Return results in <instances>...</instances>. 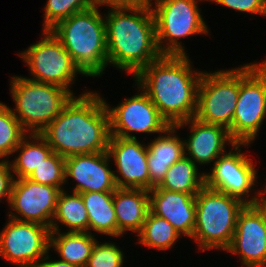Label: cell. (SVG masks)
Returning a JSON list of instances; mask_svg holds the SVG:
<instances>
[{
    "label": "cell",
    "mask_w": 266,
    "mask_h": 267,
    "mask_svg": "<svg viewBox=\"0 0 266 267\" xmlns=\"http://www.w3.org/2000/svg\"><path fill=\"white\" fill-rule=\"evenodd\" d=\"M19 151L18 157L12 161L13 163L10 162L11 169L17 177L16 179L28 178L35 168L53 153L46 140L37 133L26 134L15 148L14 153Z\"/></svg>",
    "instance_id": "24"
},
{
    "label": "cell",
    "mask_w": 266,
    "mask_h": 267,
    "mask_svg": "<svg viewBox=\"0 0 266 267\" xmlns=\"http://www.w3.org/2000/svg\"><path fill=\"white\" fill-rule=\"evenodd\" d=\"M124 255L114 243H95L86 267H122Z\"/></svg>",
    "instance_id": "31"
},
{
    "label": "cell",
    "mask_w": 266,
    "mask_h": 267,
    "mask_svg": "<svg viewBox=\"0 0 266 267\" xmlns=\"http://www.w3.org/2000/svg\"><path fill=\"white\" fill-rule=\"evenodd\" d=\"M109 159L107 151L65 158V181L69 177L77 181L75 193L114 192L117 186Z\"/></svg>",
    "instance_id": "17"
},
{
    "label": "cell",
    "mask_w": 266,
    "mask_h": 267,
    "mask_svg": "<svg viewBox=\"0 0 266 267\" xmlns=\"http://www.w3.org/2000/svg\"><path fill=\"white\" fill-rule=\"evenodd\" d=\"M259 191V195L257 193V198L255 199L254 203L252 204L262 215L265 226H266V196Z\"/></svg>",
    "instance_id": "34"
},
{
    "label": "cell",
    "mask_w": 266,
    "mask_h": 267,
    "mask_svg": "<svg viewBox=\"0 0 266 267\" xmlns=\"http://www.w3.org/2000/svg\"><path fill=\"white\" fill-rule=\"evenodd\" d=\"M139 235L140 244L158 250L171 248L181 236L164 218L149 211Z\"/></svg>",
    "instance_id": "27"
},
{
    "label": "cell",
    "mask_w": 266,
    "mask_h": 267,
    "mask_svg": "<svg viewBox=\"0 0 266 267\" xmlns=\"http://www.w3.org/2000/svg\"><path fill=\"white\" fill-rule=\"evenodd\" d=\"M196 225L192 238L200 249H225L235 232L239 212L246 205L226 193L204 186L196 194Z\"/></svg>",
    "instance_id": "5"
},
{
    "label": "cell",
    "mask_w": 266,
    "mask_h": 267,
    "mask_svg": "<svg viewBox=\"0 0 266 267\" xmlns=\"http://www.w3.org/2000/svg\"><path fill=\"white\" fill-rule=\"evenodd\" d=\"M50 228L9 217L0 232V256L17 267H36L50 250Z\"/></svg>",
    "instance_id": "11"
},
{
    "label": "cell",
    "mask_w": 266,
    "mask_h": 267,
    "mask_svg": "<svg viewBox=\"0 0 266 267\" xmlns=\"http://www.w3.org/2000/svg\"><path fill=\"white\" fill-rule=\"evenodd\" d=\"M150 211L167 220L178 232L192 239L196 225V195L159 188L148 190Z\"/></svg>",
    "instance_id": "18"
},
{
    "label": "cell",
    "mask_w": 266,
    "mask_h": 267,
    "mask_svg": "<svg viewBox=\"0 0 266 267\" xmlns=\"http://www.w3.org/2000/svg\"><path fill=\"white\" fill-rule=\"evenodd\" d=\"M262 193L266 194V186H265V189L262 191Z\"/></svg>",
    "instance_id": "37"
},
{
    "label": "cell",
    "mask_w": 266,
    "mask_h": 267,
    "mask_svg": "<svg viewBox=\"0 0 266 267\" xmlns=\"http://www.w3.org/2000/svg\"><path fill=\"white\" fill-rule=\"evenodd\" d=\"M110 136L136 139L129 132L161 133L170 126L157 107L141 89L140 94L124 99L115 108H109Z\"/></svg>",
    "instance_id": "13"
},
{
    "label": "cell",
    "mask_w": 266,
    "mask_h": 267,
    "mask_svg": "<svg viewBox=\"0 0 266 267\" xmlns=\"http://www.w3.org/2000/svg\"><path fill=\"white\" fill-rule=\"evenodd\" d=\"M190 126L189 139L184 141L185 153L195 164H207L216 161L225 151V143L231 146L235 141L231 138L229 130L221 125L206 124L195 117L174 125L177 129L184 125ZM187 151V152H186Z\"/></svg>",
    "instance_id": "19"
},
{
    "label": "cell",
    "mask_w": 266,
    "mask_h": 267,
    "mask_svg": "<svg viewBox=\"0 0 266 267\" xmlns=\"http://www.w3.org/2000/svg\"><path fill=\"white\" fill-rule=\"evenodd\" d=\"M11 165L7 160L0 161V200L2 198H7L9 202L12 185L15 177L11 171Z\"/></svg>",
    "instance_id": "33"
},
{
    "label": "cell",
    "mask_w": 266,
    "mask_h": 267,
    "mask_svg": "<svg viewBox=\"0 0 266 267\" xmlns=\"http://www.w3.org/2000/svg\"><path fill=\"white\" fill-rule=\"evenodd\" d=\"M114 192L80 193L87 209L90 230L117 237V221L113 204Z\"/></svg>",
    "instance_id": "23"
},
{
    "label": "cell",
    "mask_w": 266,
    "mask_h": 267,
    "mask_svg": "<svg viewBox=\"0 0 266 267\" xmlns=\"http://www.w3.org/2000/svg\"><path fill=\"white\" fill-rule=\"evenodd\" d=\"M28 179L45 185H51L61 190L65 181V158L53 152L35 168Z\"/></svg>",
    "instance_id": "30"
},
{
    "label": "cell",
    "mask_w": 266,
    "mask_h": 267,
    "mask_svg": "<svg viewBox=\"0 0 266 267\" xmlns=\"http://www.w3.org/2000/svg\"><path fill=\"white\" fill-rule=\"evenodd\" d=\"M101 5L107 4H144L151 0H96Z\"/></svg>",
    "instance_id": "36"
},
{
    "label": "cell",
    "mask_w": 266,
    "mask_h": 267,
    "mask_svg": "<svg viewBox=\"0 0 266 267\" xmlns=\"http://www.w3.org/2000/svg\"><path fill=\"white\" fill-rule=\"evenodd\" d=\"M266 116V61L239 68V95L231 127L235 143L256 139Z\"/></svg>",
    "instance_id": "7"
},
{
    "label": "cell",
    "mask_w": 266,
    "mask_h": 267,
    "mask_svg": "<svg viewBox=\"0 0 266 267\" xmlns=\"http://www.w3.org/2000/svg\"><path fill=\"white\" fill-rule=\"evenodd\" d=\"M49 259V255L47 254L43 259H42V262H40L36 267H77L75 265H72L70 263H67L65 261H62V260H53L51 261L49 259V261H45Z\"/></svg>",
    "instance_id": "35"
},
{
    "label": "cell",
    "mask_w": 266,
    "mask_h": 267,
    "mask_svg": "<svg viewBox=\"0 0 266 267\" xmlns=\"http://www.w3.org/2000/svg\"><path fill=\"white\" fill-rule=\"evenodd\" d=\"M107 6L111 7L104 18L108 65L113 64L135 77L143 68L162 56L156 43L151 5L147 2Z\"/></svg>",
    "instance_id": "2"
},
{
    "label": "cell",
    "mask_w": 266,
    "mask_h": 267,
    "mask_svg": "<svg viewBox=\"0 0 266 267\" xmlns=\"http://www.w3.org/2000/svg\"><path fill=\"white\" fill-rule=\"evenodd\" d=\"M43 35L42 40L20 54L34 77L29 79L61 86L74 96L69 85L74 82L76 73L85 74L73 62L70 54L51 30H43Z\"/></svg>",
    "instance_id": "10"
},
{
    "label": "cell",
    "mask_w": 266,
    "mask_h": 267,
    "mask_svg": "<svg viewBox=\"0 0 266 267\" xmlns=\"http://www.w3.org/2000/svg\"><path fill=\"white\" fill-rule=\"evenodd\" d=\"M137 139L110 136L107 153L117 166L114 174L117 188L150 190L147 147ZM123 177V179H121Z\"/></svg>",
    "instance_id": "15"
},
{
    "label": "cell",
    "mask_w": 266,
    "mask_h": 267,
    "mask_svg": "<svg viewBox=\"0 0 266 267\" xmlns=\"http://www.w3.org/2000/svg\"><path fill=\"white\" fill-rule=\"evenodd\" d=\"M207 1V0H205ZM240 12L266 16V0H209Z\"/></svg>",
    "instance_id": "32"
},
{
    "label": "cell",
    "mask_w": 266,
    "mask_h": 267,
    "mask_svg": "<svg viewBox=\"0 0 266 267\" xmlns=\"http://www.w3.org/2000/svg\"><path fill=\"white\" fill-rule=\"evenodd\" d=\"M10 83V92L16 106L12 112L22 129L31 134H40L73 97L61 86L27 77L13 76Z\"/></svg>",
    "instance_id": "6"
},
{
    "label": "cell",
    "mask_w": 266,
    "mask_h": 267,
    "mask_svg": "<svg viewBox=\"0 0 266 267\" xmlns=\"http://www.w3.org/2000/svg\"><path fill=\"white\" fill-rule=\"evenodd\" d=\"M75 97L40 135L53 152L64 158L107 151L110 138L107 103L94 92Z\"/></svg>",
    "instance_id": "1"
},
{
    "label": "cell",
    "mask_w": 266,
    "mask_h": 267,
    "mask_svg": "<svg viewBox=\"0 0 266 267\" xmlns=\"http://www.w3.org/2000/svg\"><path fill=\"white\" fill-rule=\"evenodd\" d=\"M191 69L187 55H162L135 76L138 88L148 95L170 126L195 117L203 72Z\"/></svg>",
    "instance_id": "3"
},
{
    "label": "cell",
    "mask_w": 266,
    "mask_h": 267,
    "mask_svg": "<svg viewBox=\"0 0 266 267\" xmlns=\"http://www.w3.org/2000/svg\"><path fill=\"white\" fill-rule=\"evenodd\" d=\"M26 134L12 109L0 103V158L14 154L15 148Z\"/></svg>",
    "instance_id": "28"
},
{
    "label": "cell",
    "mask_w": 266,
    "mask_h": 267,
    "mask_svg": "<svg viewBox=\"0 0 266 267\" xmlns=\"http://www.w3.org/2000/svg\"><path fill=\"white\" fill-rule=\"evenodd\" d=\"M239 95V67L201 75L195 118L229 129Z\"/></svg>",
    "instance_id": "9"
},
{
    "label": "cell",
    "mask_w": 266,
    "mask_h": 267,
    "mask_svg": "<svg viewBox=\"0 0 266 267\" xmlns=\"http://www.w3.org/2000/svg\"><path fill=\"white\" fill-rule=\"evenodd\" d=\"M96 0H48L44 8V30H50L59 21L92 7Z\"/></svg>",
    "instance_id": "29"
},
{
    "label": "cell",
    "mask_w": 266,
    "mask_h": 267,
    "mask_svg": "<svg viewBox=\"0 0 266 267\" xmlns=\"http://www.w3.org/2000/svg\"><path fill=\"white\" fill-rule=\"evenodd\" d=\"M95 3L87 10L59 21L51 32L60 40L85 76H100L108 65L104 17Z\"/></svg>",
    "instance_id": "4"
},
{
    "label": "cell",
    "mask_w": 266,
    "mask_h": 267,
    "mask_svg": "<svg viewBox=\"0 0 266 267\" xmlns=\"http://www.w3.org/2000/svg\"><path fill=\"white\" fill-rule=\"evenodd\" d=\"M249 143H235L230 152L222 154L212 167L209 174H205V186L243 201L246 205H252L257 198L249 197L250 190L255 185L257 171L252 159L241 153L240 146ZM248 195V196H247Z\"/></svg>",
    "instance_id": "12"
},
{
    "label": "cell",
    "mask_w": 266,
    "mask_h": 267,
    "mask_svg": "<svg viewBox=\"0 0 266 267\" xmlns=\"http://www.w3.org/2000/svg\"><path fill=\"white\" fill-rule=\"evenodd\" d=\"M57 221L70 228L68 232L89 233L87 209L80 193L73 192L72 195H69L64 190L60 192L55 214L51 222V232H59L60 229Z\"/></svg>",
    "instance_id": "25"
},
{
    "label": "cell",
    "mask_w": 266,
    "mask_h": 267,
    "mask_svg": "<svg viewBox=\"0 0 266 267\" xmlns=\"http://www.w3.org/2000/svg\"><path fill=\"white\" fill-rule=\"evenodd\" d=\"M176 131L175 126H169L146 146L150 190L159 186L170 166L185 156L184 140L174 134Z\"/></svg>",
    "instance_id": "21"
},
{
    "label": "cell",
    "mask_w": 266,
    "mask_h": 267,
    "mask_svg": "<svg viewBox=\"0 0 266 267\" xmlns=\"http://www.w3.org/2000/svg\"><path fill=\"white\" fill-rule=\"evenodd\" d=\"M61 191L57 187L28 178L14 179L8 203L16 214L10 212L9 217L18 221L40 223L50 228Z\"/></svg>",
    "instance_id": "14"
},
{
    "label": "cell",
    "mask_w": 266,
    "mask_h": 267,
    "mask_svg": "<svg viewBox=\"0 0 266 267\" xmlns=\"http://www.w3.org/2000/svg\"><path fill=\"white\" fill-rule=\"evenodd\" d=\"M225 251L240 255L245 267L266 266V226L253 205H245L239 212L234 235Z\"/></svg>",
    "instance_id": "16"
},
{
    "label": "cell",
    "mask_w": 266,
    "mask_h": 267,
    "mask_svg": "<svg viewBox=\"0 0 266 267\" xmlns=\"http://www.w3.org/2000/svg\"><path fill=\"white\" fill-rule=\"evenodd\" d=\"M117 236L126 231L141 232L150 211L149 192L144 189L117 188L113 193Z\"/></svg>",
    "instance_id": "20"
},
{
    "label": "cell",
    "mask_w": 266,
    "mask_h": 267,
    "mask_svg": "<svg viewBox=\"0 0 266 267\" xmlns=\"http://www.w3.org/2000/svg\"><path fill=\"white\" fill-rule=\"evenodd\" d=\"M96 242L88 232H50V248H55L60 260L77 267H86Z\"/></svg>",
    "instance_id": "22"
},
{
    "label": "cell",
    "mask_w": 266,
    "mask_h": 267,
    "mask_svg": "<svg viewBox=\"0 0 266 267\" xmlns=\"http://www.w3.org/2000/svg\"><path fill=\"white\" fill-rule=\"evenodd\" d=\"M204 186L205 174L198 173L197 165L185 153V156L170 166L158 187L196 195Z\"/></svg>",
    "instance_id": "26"
},
{
    "label": "cell",
    "mask_w": 266,
    "mask_h": 267,
    "mask_svg": "<svg viewBox=\"0 0 266 267\" xmlns=\"http://www.w3.org/2000/svg\"><path fill=\"white\" fill-rule=\"evenodd\" d=\"M197 1L155 0V8L149 2L155 20L156 43L162 55H187L178 39L209 33ZM163 40L167 42L165 46Z\"/></svg>",
    "instance_id": "8"
}]
</instances>
